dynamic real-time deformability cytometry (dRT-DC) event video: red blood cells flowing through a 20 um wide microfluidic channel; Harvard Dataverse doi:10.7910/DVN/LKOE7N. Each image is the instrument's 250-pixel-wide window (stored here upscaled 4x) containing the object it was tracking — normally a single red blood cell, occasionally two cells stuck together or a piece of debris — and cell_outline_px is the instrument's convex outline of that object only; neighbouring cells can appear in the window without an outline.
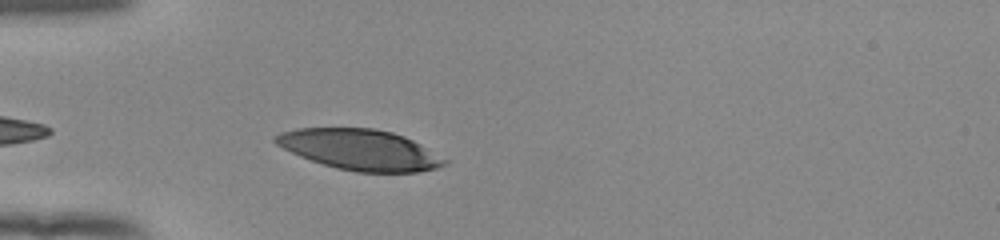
{"species": "human", "species_latin": "Homo sapiens", "temperature_condition": "room temperature", "stored_images_in_passage": 33, "camera_frame_rate_fps": 3000, "um_per_image_px": 0.085, "donor": {"sex": "female"}, "frame": {"image": 1, "passage_image": 3, "time_ms": 0.667, "image_size_px": [1000, 240], "cell_outline_px": [[448, 164], [436, 168], [416, 172], [356, 172], [336, 168], [300, 156], [276, 144], [272, 140], [280, 132], [296, 128], [372, 128], [392, 132], [404, 136], [420, 144], [448, 160]], "centroid_in_image_um": [30.61, 12.72], "position_along_channel_um": 54.4, "area_um2": 39.82}}
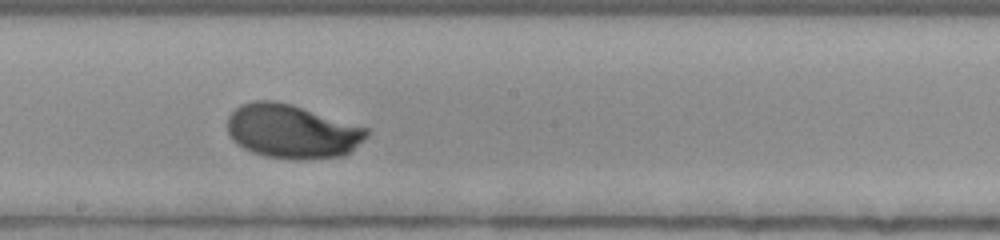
{"frame": {"image": 2, "passage_image": 17, "time_ms": 5.333, "image_size_px": [1000, 240], "cell_outline_px": [[368, 136], [344, 156], [268, 156], [252, 152], [244, 148], [232, 140], [228, 132], [228, 116], [240, 104], [252, 100], [272, 100], [292, 104], [368, 128]], "centroid_in_image_um": [24.78, 11.1], "position_along_channel_um": 223.4, "area_um2": 42.6}}
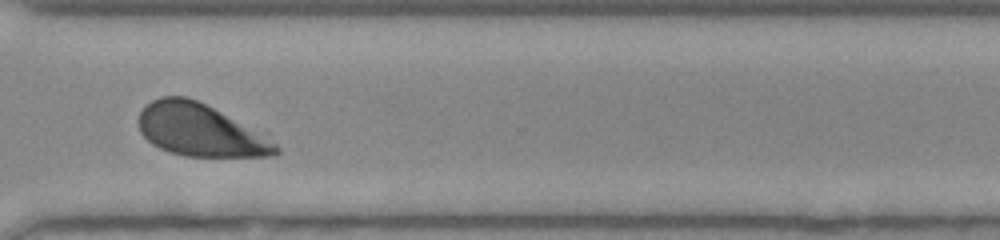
{"frame": {"image": 3, "passage_image": 27, "time_ms": 8.667, "image_size_px": [1000, 240], "cell_outline_px": [[280, 152], [276, 156], [184, 156], [168, 152], [152, 144], [140, 132], [136, 120], [144, 104], [160, 96], [188, 96], [220, 112], [276, 144], [280, 148]], "centroid_in_image_um": [16.89, 11.07], "position_along_channel_um": 353.7, "area_um2": 41.15}, "authors_computed_cell_mechanics": {"area_um2": 42.8298, "velocity_mm_per_s": 3.8914, "shape_relaxation_time_tau1_ms": 2.4707, "shape_relaxation_time_tau2_ms": null, "deformation_change_tau1": 0.1661, "deformation_change_tau2": null}}